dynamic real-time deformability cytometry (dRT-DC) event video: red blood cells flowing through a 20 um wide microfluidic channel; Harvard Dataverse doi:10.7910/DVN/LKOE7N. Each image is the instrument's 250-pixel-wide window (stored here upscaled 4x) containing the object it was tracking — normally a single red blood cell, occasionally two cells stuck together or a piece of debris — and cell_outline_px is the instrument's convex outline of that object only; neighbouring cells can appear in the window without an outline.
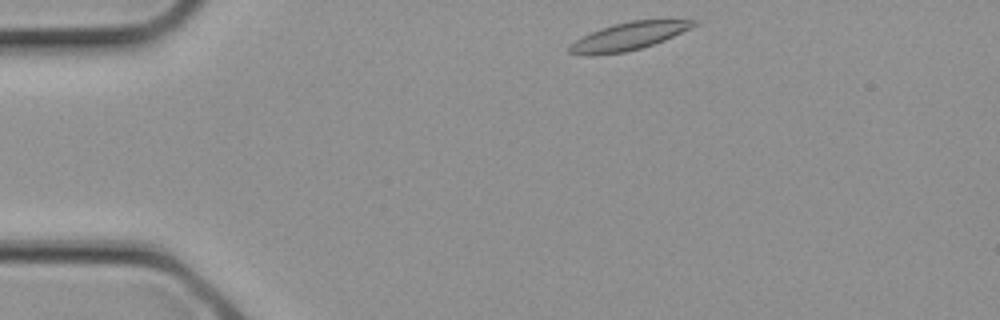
{"species": "common noctule bat (a hibernating species)", "species_latin": "Nyctalus noctula", "temperature_condition": "cold", "stored_images_in_passage": 3, "camera_frame_rate_fps": 3000, "um_per_image_px": 0.085, "animal": {"sex": "female", "body_mass_g": 21.9}, "frame": {"image": 1, "passage_image": 1, "time_ms": 0.0, "image_size_px": [1000, 320], "cell_outline_px": [[700, 24], [664, 40], [640, 48], [624, 52], [596, 56], [588, 56], [568, 52], [568, 44], [600, 28], [612, 24], [632, 20], [700, 20]], "centroid_in_image_um": [53.41, 3.09], "position_along_channel_um": 31.6, "area_um2": 20.11}}